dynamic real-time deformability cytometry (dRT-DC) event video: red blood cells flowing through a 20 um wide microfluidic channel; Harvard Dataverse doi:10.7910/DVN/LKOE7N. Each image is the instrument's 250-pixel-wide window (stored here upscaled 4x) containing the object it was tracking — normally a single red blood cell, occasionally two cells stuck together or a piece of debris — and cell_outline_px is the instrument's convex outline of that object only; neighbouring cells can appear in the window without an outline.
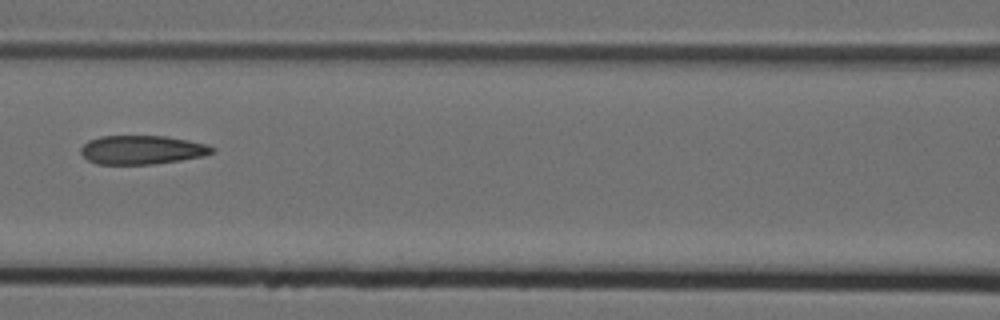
{"species": "Egyptian fruit bat (a non-hibernating species)", "species_latin": "Rousettus aegyptiacus", "temperature_condition": "cold", "stored_images_in_passage": 8, "camera_frame_rate_fps": 3000, "um_per_image_px": 0.085, "animal": {"sex": "female"}, "frame": {"image": 1, "passage_image": 7, "time_ms": 2.0, "image_size_px": [1000, 320], "cell_outline_px": [[216, 152], [204, 156], [180, 160], [152, 164], [96, 164], [88, 160], [80, 152], [80, 148], [88, 140], [100, 136], [164, 136], [188, 140], [208, 144], [216, 148]], "centroid_in_image_um": [12.09, 12.73], "position_along_channel_um": 154.5, "area_um2": 22.2}}
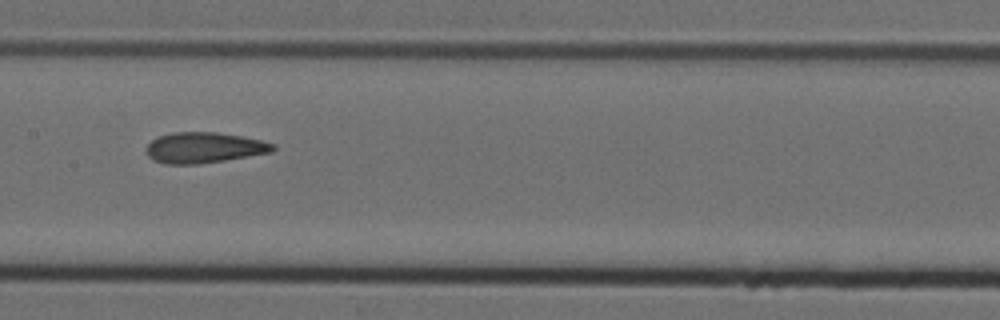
{"frame": {"image": 2, "passage_image": 8, "time_ms": 2.333, "image_size_px": [1000, 320], "cell_outline_px": [[276, 148], [272, 152], [200, 164], [164, 164], [152, 160], [144, 152], [148, 144], [152, 140], [160, 136], [172, 132], [216, 132], [240, 136], [260, 140], [276, 144]], "centroid_in_image_um": [17.31, 12.56], "position_along_channel_um": 190.1, "area_um2": 22.72}}